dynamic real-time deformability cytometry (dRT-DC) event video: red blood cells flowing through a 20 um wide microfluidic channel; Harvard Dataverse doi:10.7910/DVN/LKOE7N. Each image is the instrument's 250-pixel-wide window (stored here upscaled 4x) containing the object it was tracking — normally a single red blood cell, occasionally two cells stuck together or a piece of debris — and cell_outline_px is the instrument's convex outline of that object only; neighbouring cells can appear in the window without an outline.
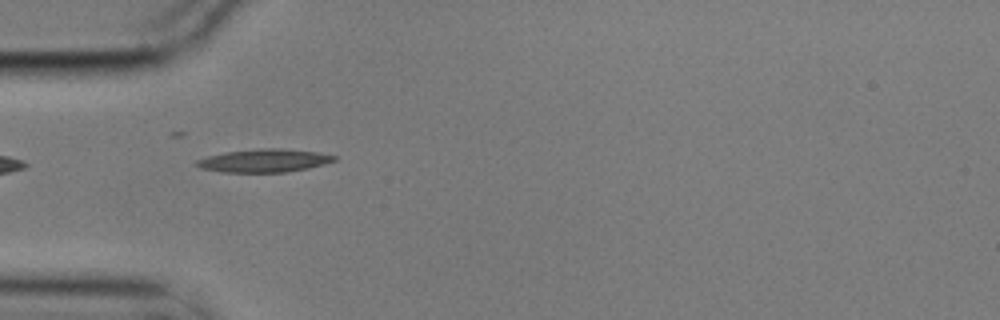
{"species": "common noctule bat (a hibernating species)", "species_latin": "Nyctalus noctula", "temperature_condition": "cold", "stored_images_in_passage": 2, "camera_frame_rate_fps": 3000, "um_per_image_px": 0.085, "animal": {"sex": "male", "body_mass_g": 17.9}, "frame": {"image": 1, "passage_image": 1, "time_ms": 0.0, "image_size_px": [1000, 320], "cell_outline_px": [[336, 160], [324, 164], [308, 168], [284, 172], [220, 172], [200, 168], [196, 164], [196, 160], [208, 156], [224, 152], [264, 148], [276, 148], [316, 152], [336, 156]], "centroid_in_image_um": [22.42, 13.65], "position_along_channel_um": 62.6, "area_um2": 18.32}}
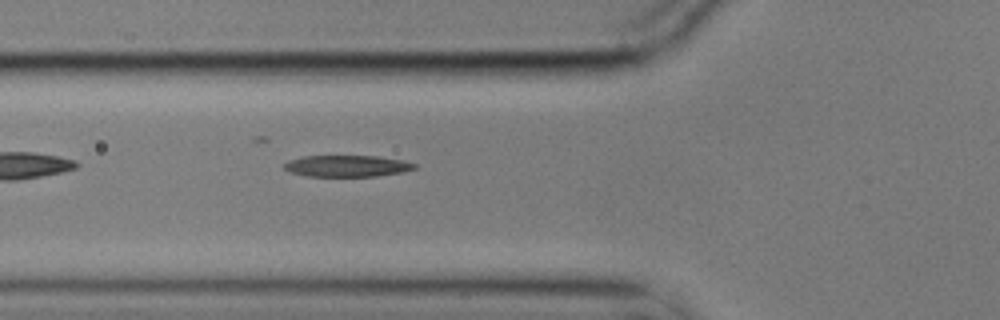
{"frame": {"image": 2, "passage_image": 2, "time_ms": 0.333, "image_size_px": [1000, 320], "cell_outline_px": [[416, 168], [404, 172], [376, 176], [308, 176], [288, 172], [284, 168], [284, 164], [288, 160], [304, 156], [380, 156], [404, 160], [416, 164]], "centroid_in_image_um": [29.51, 14.1], "position_along_channel_um": 96.3, "area_um2": 16.42}}